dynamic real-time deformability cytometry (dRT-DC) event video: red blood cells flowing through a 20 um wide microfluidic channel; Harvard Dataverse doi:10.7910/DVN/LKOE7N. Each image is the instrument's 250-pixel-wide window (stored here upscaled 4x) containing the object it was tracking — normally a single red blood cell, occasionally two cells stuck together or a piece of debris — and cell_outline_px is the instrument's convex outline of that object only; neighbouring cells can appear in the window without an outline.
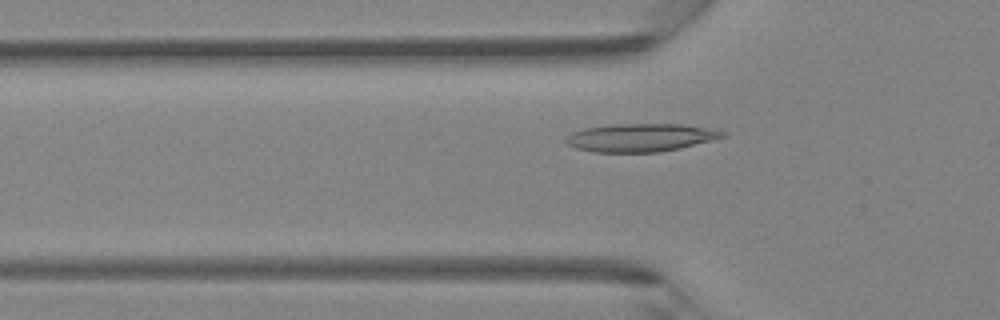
{"species": "Egyptian fruit bat (a non-hibernating species)", "species_latin": "Rousettus aegyptiacus", "temperature_condition": "room temperature", "stored_images_in_passage": 32, "camera_frame_rate_fps": 3000, "um_per_image_px": 0.085, "animal": {"sex": "female"}, "frame": {"image": 1, "passage_image": 12, "time_ms": 3.667, "image_size_px": [1000, 320], "cell_outline_px": [[700, 140], [688, 144], [672, 148], [644, 152], [612, 152], [608, 148], [604, 128], [692, 128]], "centroid_in_image_um": [55.08, 11.8], "position_along_channel_um": 70.7, "area_um2": 13.87}}
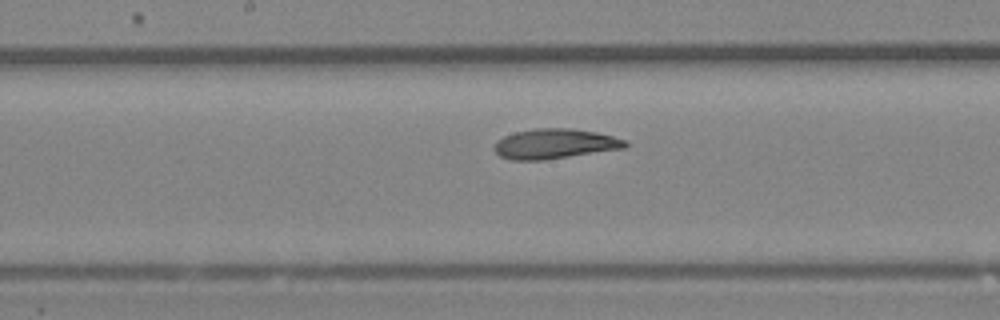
{"frame": {"image": 2, "passage_image": 21, "time_ms": 6.667, "image_size_px": [1000, 320], "cell_outline_px": [[624, 144], [604, 148], [556, 156], [508, 156], [500, 152], [500, 148], [532, 132], [584, 132], [604, 136], [616, 140]], "centroid_in_image_um": [47.33, 12.24], "position_along_channel_um": 200.9, "area_um2": 15.32}}
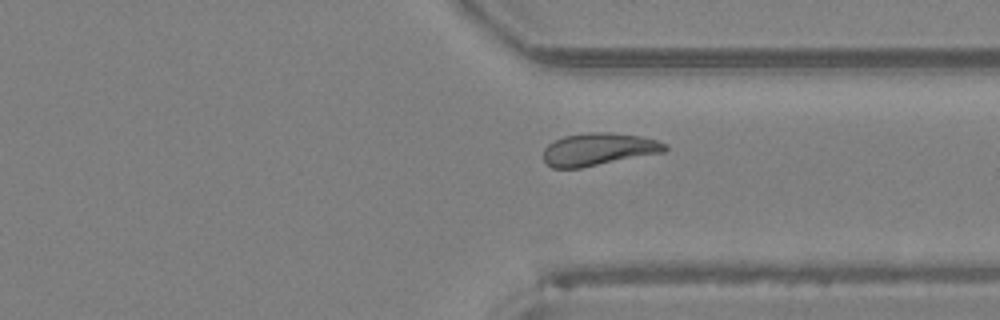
{"frame": {"image": 3, "passage_image": 32, "time_ms": 10.333, "image_size_px": [1000, 320], "cell_outline_px": [[664, 148], [592, 164], [572, 168], [560, 168], [552, 164], [572, 136], [624, 136], [660, 144]], "centroid_in_image_um": [51.04, 12.75], "position_along_channel_um": 360.4, "area_um2": 15.9}}